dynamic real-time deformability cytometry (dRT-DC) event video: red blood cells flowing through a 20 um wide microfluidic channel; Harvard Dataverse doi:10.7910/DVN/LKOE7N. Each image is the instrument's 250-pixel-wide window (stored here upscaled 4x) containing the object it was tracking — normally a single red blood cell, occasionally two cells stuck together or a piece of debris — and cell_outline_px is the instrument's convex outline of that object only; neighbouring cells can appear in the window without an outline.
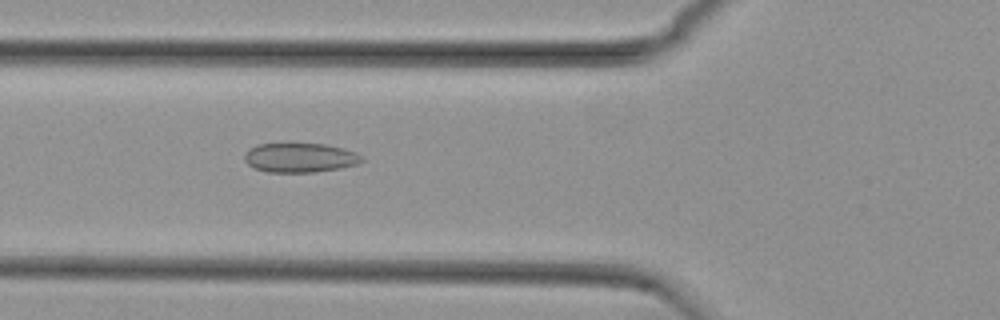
{"species": "common noctule bat (a hibernating species)", "species_latin": "Nyctalus noctula", "temperature_condition": "cold", "stored_images_in_passage": 52, "camera_frame_rate_fps": 3000, "um_per_image_px": 0.085, "animal": {"sex": "female", "body_mass_g": 29.2, "forearm_length_mm": 56.3}, "frame": {"image": 1, "passage_image": 20, "time_ms": 6.333, "image_size_px": [1000, 320], "cell_outline_px": [[364, 160], [356, 164], [340, 168], [316, 172], [268, 172], [256, 168], [248, 164], [244, 160], [244, 156], [256, 144], [324, 144], [344, 148], [356, 152]], "centroid_in_image_um": [25.52, 13.41], "position_along_channel_um": 100.3, "area_um2": 19.83}}
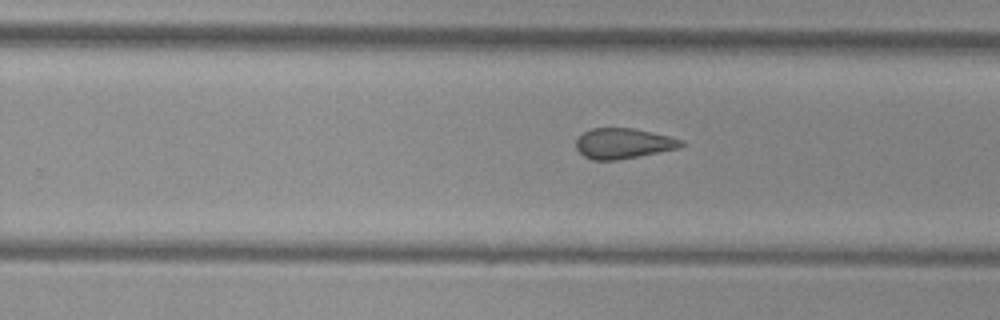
{"frame": {"image": 2, "passage_image": 34, "time_ms": 11.0, "image_size_px": [1000, 320], "cell_outline_px": [[684, 144], [680, 148], [640, 156], [616, 160], [592, 160], [584, 156], [576, 148], [576, 140], [584, 132], [592, 128], [636, 128], [684, 140]], "centroid_in_image_um": [53.0, 12.19], "position_along_channel_um": 276.8, "area_um2": 18.67}}
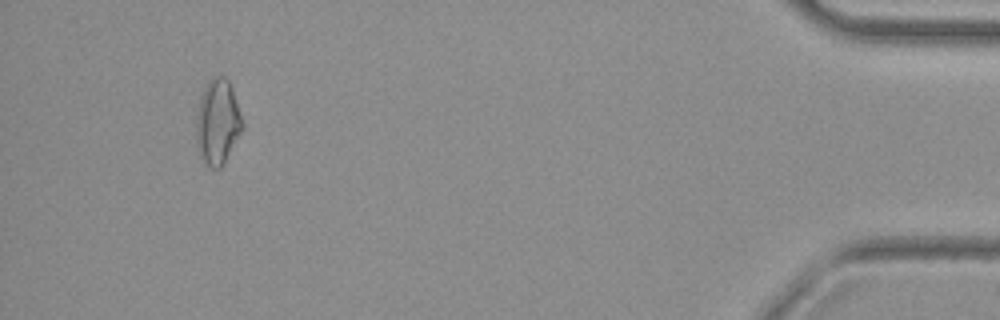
{"frame": {"image": 3, "passage_image": 51, "time_ms": 16.667, "image_size_px": [1000, 320], "cell_outline_px": [[244, 128], [220, 168], [212, 168], [200, 156], [196, 140], [196, 116], [200, 96], [204, 88], [212, 76], [224, 76], [228, 80], [232, 88], [244, 124]], "centroid_in_image_um": [18.5, 10.34], "position_along_channel_um": 416.7, "area_um2": 22.77}}